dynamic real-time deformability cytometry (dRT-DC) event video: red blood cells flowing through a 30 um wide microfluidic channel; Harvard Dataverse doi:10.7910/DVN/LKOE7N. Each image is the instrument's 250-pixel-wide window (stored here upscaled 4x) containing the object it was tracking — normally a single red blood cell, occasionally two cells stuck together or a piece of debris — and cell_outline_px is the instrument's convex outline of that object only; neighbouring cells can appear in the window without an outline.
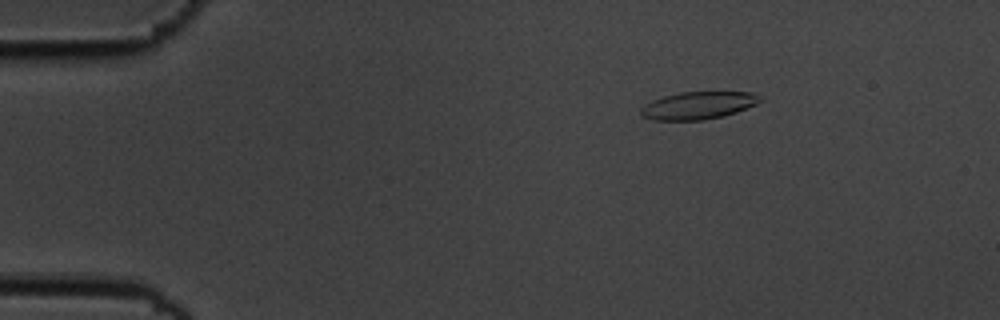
{"species": "common noctule bat (a hibernating species)", "species_latin": "Nyctalus noctula", "temperature_condition": "cold", "stored_images_in_passage": 13, "camera_frame_rate_fps": 3000, "um_per_image_px": 0.085, "animal": {"sex": "male", "body_mass_g": 19.5, "forearm_length_mm": 54.6}, "frame": {"image": 1, "passage_image": 4, "time_ms": 1.0, "image_size_px": [1000, 320], "cell_outline_px": [[764, 100], [756, 104], [736, 112], [724, 116], [704, 120], [652, 120], [640, 116], [640, 108], [644, 104], [652, 100], [664, 96], [680, 92], [752, 92]], "centroid_in_image_um": [59.31, 8.97], "position_along_channel_um": 25.7, "area_um2": 19.25}}